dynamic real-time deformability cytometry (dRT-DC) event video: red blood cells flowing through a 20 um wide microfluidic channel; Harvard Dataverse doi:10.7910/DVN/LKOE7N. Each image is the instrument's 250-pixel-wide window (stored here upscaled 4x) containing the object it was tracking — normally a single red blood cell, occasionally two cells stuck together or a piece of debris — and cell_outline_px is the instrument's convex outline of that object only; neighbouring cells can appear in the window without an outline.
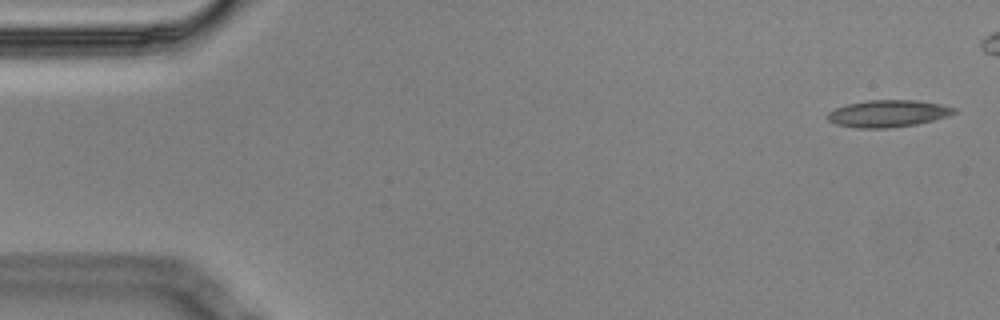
{"species": "Egyptian fruit bat (a non-hibernating species)", "species_latin": "Rousettus aegyptiacus", "temperature_condition": "cold", "stored_images_in_passage": 5, "camera_frame_rate_fps": 3000, "um_per_image_px": 0.085, "animal": {"sex": "male"}, "frame": {"image": 1, "passage_image": 1, "time_ms": 0.0, "image_size_px": [1000, 320], "cell_outline_px": [[956, 112], [948, 116], [916, 124], [888, 128], [856, 128], [836, 124], [828, 120], [824, 116], [828, 112], [836, 108], [848, 104], [868, 100], [916, 100], [940, 104], [956, 108]], "centroid_in_image_um": [75.45, 9.65], "position_along_channel_um": 9.6, "area_um2": 19.88}}